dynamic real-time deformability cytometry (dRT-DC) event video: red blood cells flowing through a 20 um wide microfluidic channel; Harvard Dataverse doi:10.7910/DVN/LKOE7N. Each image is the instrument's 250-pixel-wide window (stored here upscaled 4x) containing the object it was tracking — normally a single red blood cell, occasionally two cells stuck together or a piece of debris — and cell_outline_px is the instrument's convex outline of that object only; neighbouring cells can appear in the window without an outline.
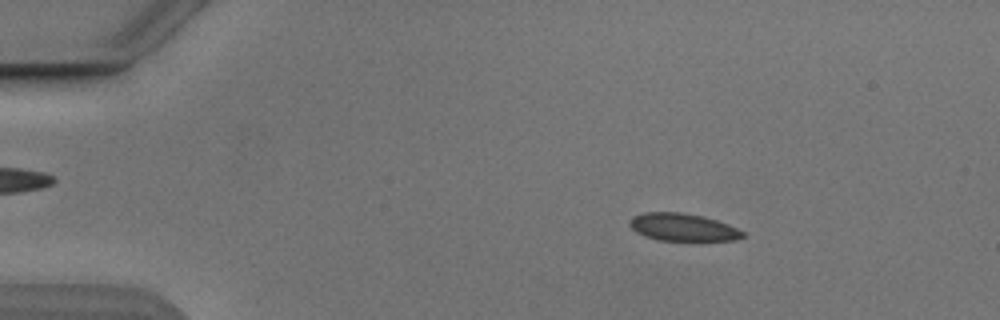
{"species": "Egyptian fruit bat (a non-hibernating species)", "species_latin": "Rousettus aegyptiacus", "temperature_condition": "cold", "stored_images_in_passage": 52, "camera_frame_rate_fps": 3000, "um_per_image_px": 0.085, "animal": {"sex": "male"}, "frame": {"image": 1, "passage_image": 8, "time_ms": 2.333, "image_size_px": [1000, 320], "cell_outline_px": [[744, 236], [736, 240], [700, 244], [660, 240], [644, 236], [636, 232], [628, 224], [628, 220], [632, 216], [644, 212], [680, 212], [704, 216], [728, 224], [744, 232]], "centroid_in_image_um": [58.07, 19.37], "position_along_channel_um": 26.9, "area_um2": 19.25}}
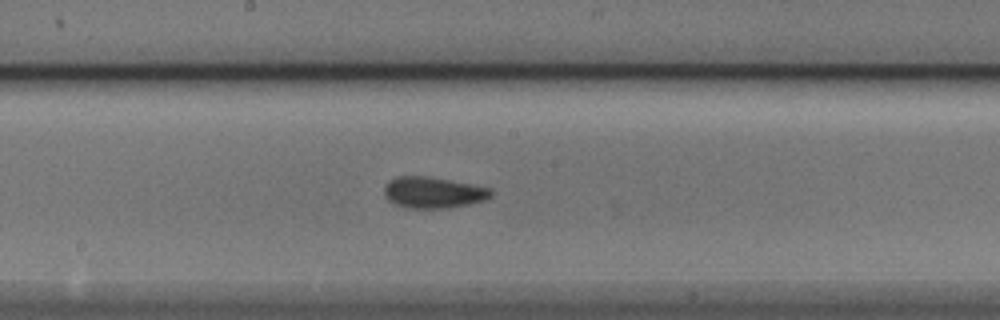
{"frame": {"image": 2, "passage_image": 28, "time_ms": 9.0, "image_size_px": [1000, 320], "cell_outline_px": [[492, 196], [484, 200], [468, 204], [448, 208], [404, 208], [388, 200], [384, 196], [384, 188], [392, 180], [400, 176], [424, 176], [472, 184], [492, 188]], "centroid_in_image_um": [36.84, 16.38], "position_along_channel_um": 211.4, "area_um2": 19.25}}
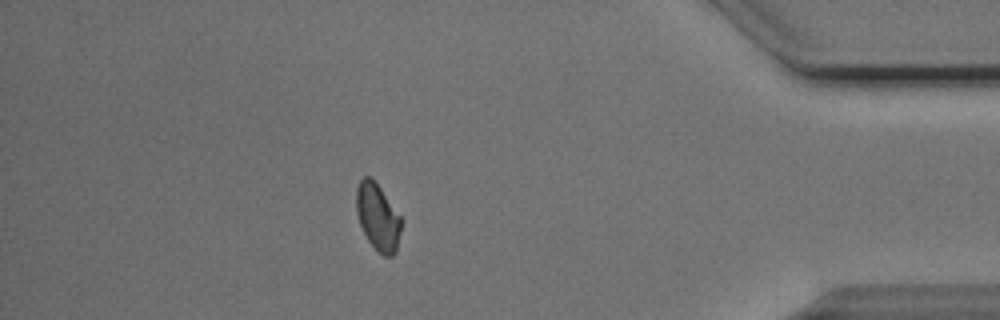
{"frame": {"image": 3, "passage_image": 46, "time_ms": 15.0, "image_size_px": [1000, 320], "cell_outline_px": [[400, 232], [396, 252], [392, 256], [384, 256], [368, 240], [360, 224], [356, 212], [356, 188], [360, 180], [364, 176], [368, 176], [380, 188], [400, 216]], "centroid_in_image_um": [32.09, 18.45], "position_along_channel_um": 403.1, "area_um2": 16.99}, "authors_computed_cell_mechanics": {"area_um2": 18.785, "velocity_mm_per_s": 3.8562, "shape_relaxation_time_tau1_ms": 4.3206, "shape_relaxation_time_tau2_ms": 1.3193, "deformation_change_tau1": 0.0752, "deformation_change_tau2": 0.0422}}